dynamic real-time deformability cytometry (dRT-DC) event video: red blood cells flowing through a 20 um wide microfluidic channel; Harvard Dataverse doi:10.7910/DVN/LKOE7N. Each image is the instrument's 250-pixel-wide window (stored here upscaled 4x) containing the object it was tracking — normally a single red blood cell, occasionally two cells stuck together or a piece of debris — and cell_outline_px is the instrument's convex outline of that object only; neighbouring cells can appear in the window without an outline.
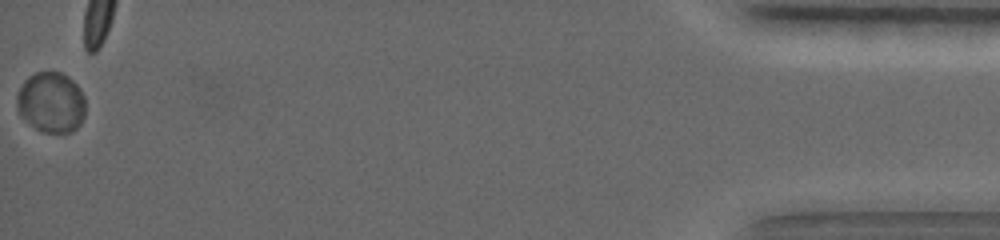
{"species": "common noctule bat (a hibernating species)", "species_latin": "Nyctalus noctula", "temperature_condition": "warm", "stored_images_in_passage": 43, "camera_frame_rate_fps": 5000, "um_per_image_px": 0.085, "animal": {"sex": "female", "body_mass_g": 19.0, "forearm_length_mm": 56.7}, "frame": {"image": 1, "passage_image": 43, "time_ms": 17.2, "image_size_px": [1000, 240], "cell_outline_px": [[84, 116], [80, 124], [72, 132], [40, 132], [16, 108], [16, 96], [24, 80], [28, 76], [36, 72], [60, 72], [68, 76], [80, 88], [84, 96]], "centroid_in_image_um": [4.35, 8.68], "position_along_channel_um": 430.8, "area_um2": 24.04}}